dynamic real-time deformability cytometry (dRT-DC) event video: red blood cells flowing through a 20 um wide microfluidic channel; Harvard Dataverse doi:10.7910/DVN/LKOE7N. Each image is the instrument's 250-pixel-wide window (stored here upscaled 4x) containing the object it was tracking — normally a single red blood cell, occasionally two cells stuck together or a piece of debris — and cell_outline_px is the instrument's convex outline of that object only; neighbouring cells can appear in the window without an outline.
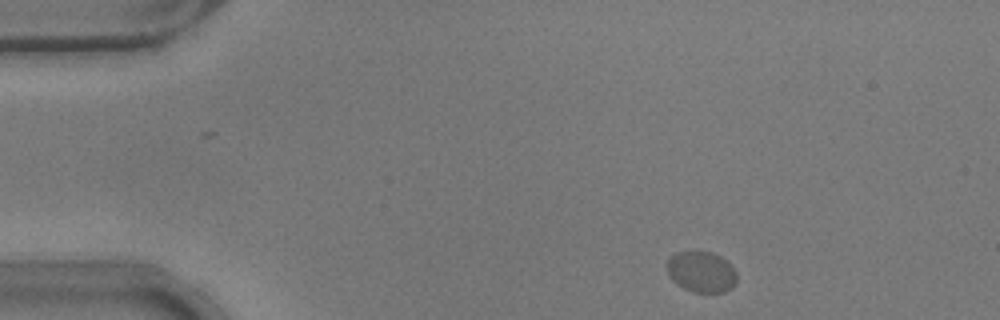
{"species": "common noctule bat (a hibernating species)", "species_latin": "Nyctalus noctula", "temperature_condition": "warm", "stored_images_in_passage": 48, "segment_of_instrument_passage": [1, 2], "camera_frame_rate_fps": 3000, "um_per_image_px": 0.085, "animal": {"sex": "male", "body_mass_g": 17.9}, "frame": {"image": 1, "passage_image": 1, "time_ms": 0.0, "image_size_px": [1000, 320], "cell_outline_px": [[736, 284], [732, 288], [724, 292], [692, 292], [676, 284], [668, 276], [668, 260], [676, 252], [712, 252], [720, 256], [736, 272]], "centroid_in_image_um": [59.61, 23.13], "position_along_channel_um": 25.4, "area_um2": 16.47}}
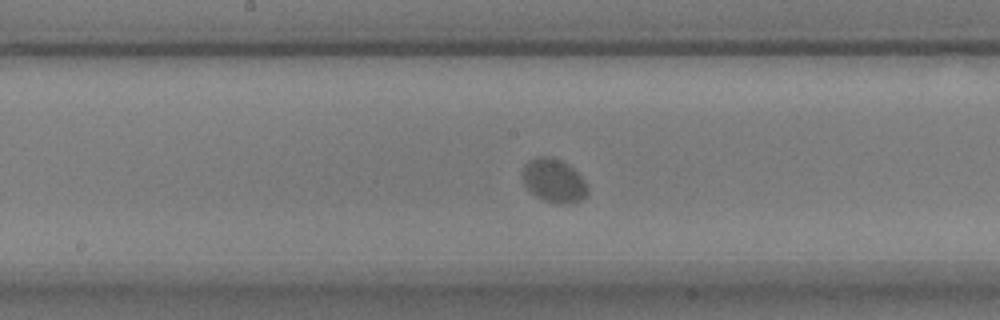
{"frame": {"image": 2, "passage_image": 21, "time_ms": 6.667, "image_size_px": [1000, 320], "cell_outline_px": [[588, 196], [572, 204], [560, 204], [544, 200], [536, 196], [524, 184], [520, 176], [524, 164], [528, 160], [536, 156], [548, 156], [560, 160], [568, 164], [584, 180], [588, 188]], "centroid_in_image_um": [47.05, 15.35], "position_along_channel_um": 201.1, "area_um2": 16.76}}
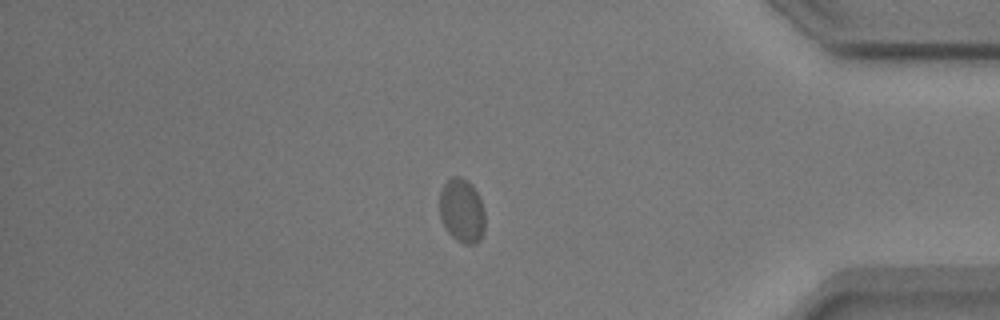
{"frame": {"image": 3, "passage_image": 39, "time_ms": 12.667, "image_size_px": [1000, 320], "cell_outline_px": [[484, 232], [480, 240], [476, 244], [464, 244], [456, 240], [448, 232], [440, 216], [440, 192], [444, 184], [452, 176], [460, 176], [468, 180], [472, 184], [480, 196], [484, 212]], "centroid_in_image_um": [39.28, 17.9], "position_along_channel_um": 395.9, "area_um2": 17.11}}